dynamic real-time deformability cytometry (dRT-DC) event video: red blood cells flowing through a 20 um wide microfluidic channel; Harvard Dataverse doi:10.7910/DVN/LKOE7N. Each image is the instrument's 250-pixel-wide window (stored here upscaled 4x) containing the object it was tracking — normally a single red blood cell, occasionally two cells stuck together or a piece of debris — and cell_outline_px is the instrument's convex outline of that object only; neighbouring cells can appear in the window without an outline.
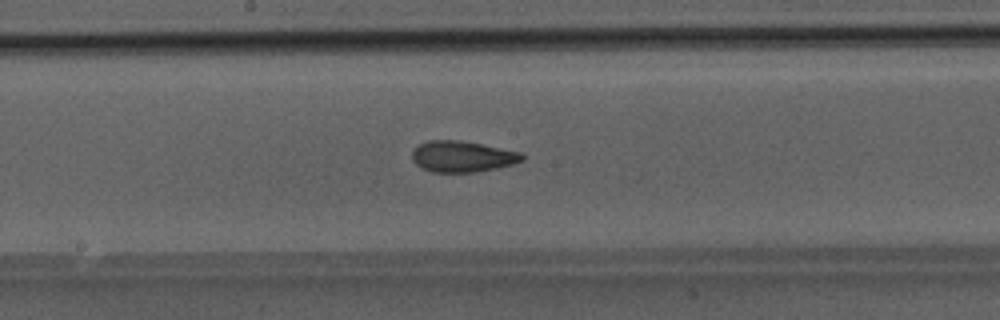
{"species": "Egyptian fruit bat (a non-hibernating species)", "species_latin": "Rousettus aegyptiacus", "temperature_condition": "room temperature", "stored_images_in_passage": 46, "camera_frame_rate_fps": 3000, "um_per_image_px": 0.085, "animal": {"sex": "male"}, "frame": {"image": 1, "passage_image": 24, "time_ms": 7.667, "image_size_px": [1000, 320], "cell_outline_px": [[524, 160], [512, 164], [496, 168], [472, 172], [432, 172], [416, 164], [412, 160], [412, 152], [420, 144], [428, 140], [460, 140], [524, 152]], "centroid_in_image_um": [39.33, 13.29], "position_along_channel_um": 208.9, "area_um2": 19.88}}
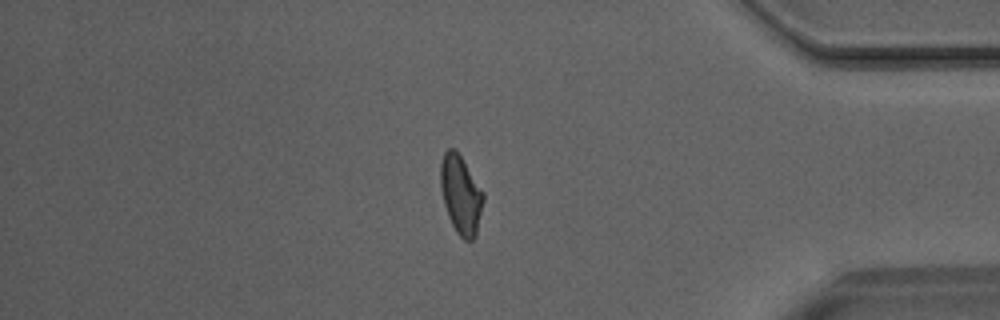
{"frame": {"image": 2, "passage_image": 39, "time_ms": 12.667, "image_size_px": [1000, 320], "cell_outline_px": [[484, 200], [476, 236], [472, 240], [464, 240], [456, 232], [448, 216], [444, 204], [440, 188], [440, 164], [444, 152], [448, 148], [456, 148], [484, 192]], "centroid_in_image_um": [39.17, 16.53], "position_along_channel_um": 396.0, "area_um2": 19.83}}
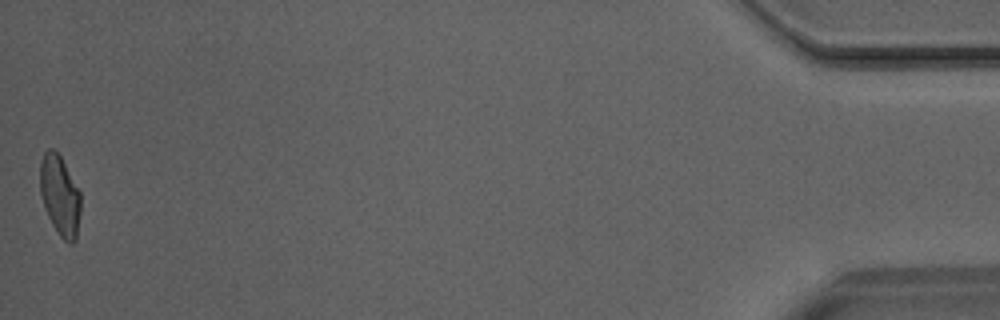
{"frame": {"image": 3, "passage_image": 46, "time_ms": 15.0, "image_size_px": [1000, 320], "cell_outline_px": [[80, 212], [76, 240], [72, 244], [68, 244], [60, 236], [52, 224], [48, 216], [40, 192], [40, 160], [44, 152], [48, 148], [52, 148], [60, 156], [80, 192]], "centroid_in_image_um": [5.09, 16.63], "position_along_channel_um": 430.1, "area_um2": 18.84}}